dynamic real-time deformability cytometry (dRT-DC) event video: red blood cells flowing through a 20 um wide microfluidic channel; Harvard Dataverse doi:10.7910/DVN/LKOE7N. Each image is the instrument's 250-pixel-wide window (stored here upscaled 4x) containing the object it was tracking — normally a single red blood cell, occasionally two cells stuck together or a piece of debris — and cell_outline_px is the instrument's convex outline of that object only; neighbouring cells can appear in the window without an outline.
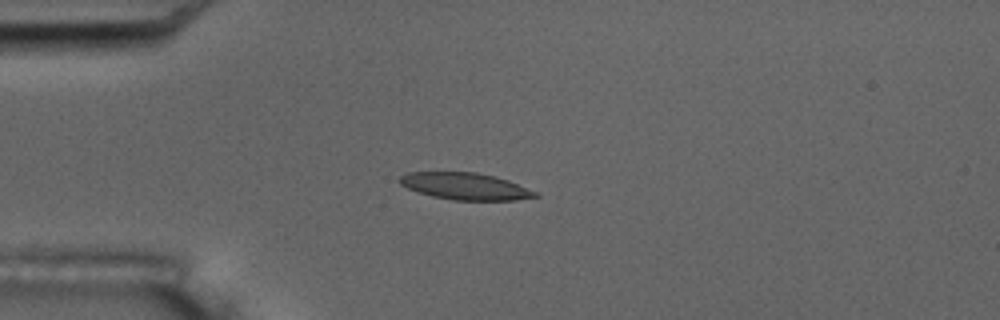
{"species": "common noctule bat (a hibernating species)", "species_latin": "Nyctalus noctula", "temperature_condition": "room temperature", "stored_images_in_passage": 14, "camera_frame_rate_fps": 3000, "um_per_image_px": 0.085, "animal": {"sex": "male", "body_mass_g": 17.5, "forearm_length_mm": 52.3}, "frame": {"image": 1, "passage_image": 3, "time_ms": 2.333, "image_size_px": [1000, 320], "cell_outline_px": [[540, 196], [516, 200], [452, 200], [432, 196], [408, 188], [400, 184], [396, 180], [400, 176], [408, 172], [476, 172], [508, 180], [540, 192]], "centroid_in_image_um": [39.57, 15.83], "position_along_channel_um": 45.4, "area_um2": 21.33}}
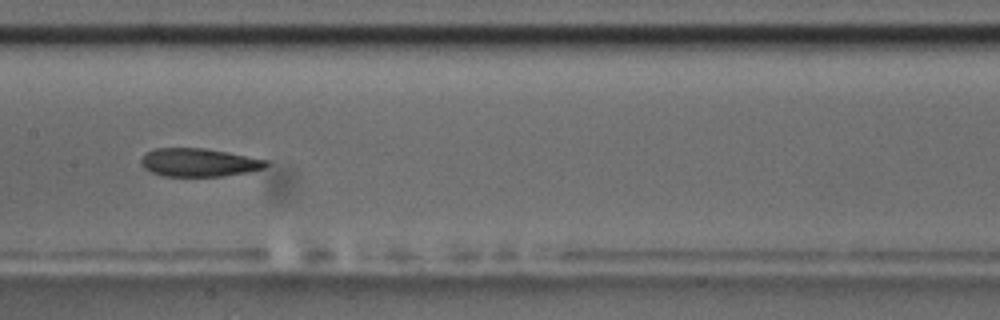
{"frame": {"image": 2, "passage_image": 7, "time_ms": 7.0, "image_size_px": [1000, 320], "cell_outline_px": [[268, 164], [264, 168], [248, 172], [224, 176], [164, 176], [152, 172], [144, 168], [140, 164], [140, 160], [144, 152], [156, 148], [204, 148], [228, 152], [268, 160]], "centroid_in_image_um": [16.88, 13.8], "position_along_channel_um": 190.5, "area_um2": 20.69}, "authors_computed_cell_mechanics": {"area_um2": 21.2993, "velocity_mm_per_s": 3.4974, "shape_relaxation_time_tau1_ms": 5.6765, "shape_relaxation_time_tau2_ms": 4.1181, "deformation_change_tau1": 0.1272, "deformation_change_tau2": 0.0912}}